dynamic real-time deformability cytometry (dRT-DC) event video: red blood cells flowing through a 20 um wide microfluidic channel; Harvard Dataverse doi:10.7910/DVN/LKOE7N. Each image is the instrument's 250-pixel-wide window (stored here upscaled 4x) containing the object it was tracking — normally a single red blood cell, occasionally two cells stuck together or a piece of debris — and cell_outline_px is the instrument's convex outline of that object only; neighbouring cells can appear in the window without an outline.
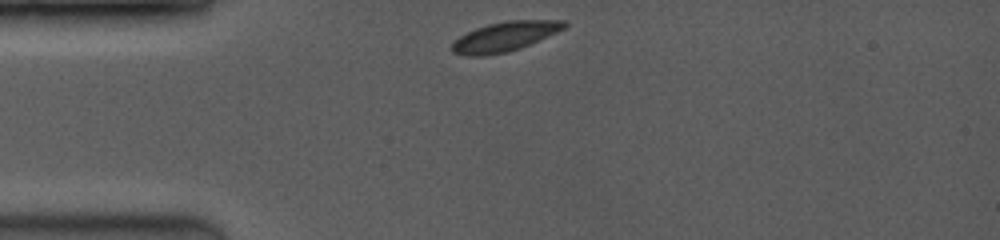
{"species": "common noctule bat (a hibernating species)", "species_latin": "Nyctalus noctula", "temperature_condition": "room temperature", "stored_images_in_passage": 4, "camera_frame_rate_fps": 3500, "um_per_image_px": 0.085, "animal": {"sex": "female", "body_mass_g": 19.0, "forearm_length_mm": 53.3}, "frame": {"image": 1, "passage_image": 1, "time_ms": 0.0, "image_size_px": [1000, 240], "cell_outline_px": [[568, 24], [564, 28], [556, 32], [520, 48], [508, 52], [480, 56], [468, 56], [452, 52], [452, 44], [460, 36], [476, 28], [488, 24], [508, 20], [564, 20]], "centroid_in_image_um": [42.9, 3.1], "position_along_channel_um": 42.1, "area_um2": 19.07}}
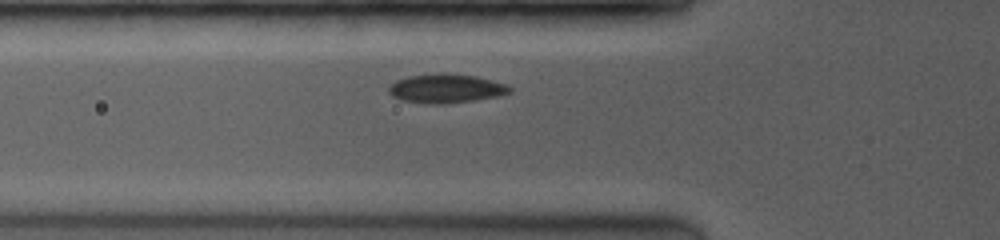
{"frame": {"image": 2, "passage_image": 4, "time_ms": 1.714, "image_size_px": [1000, 240], "cell_outline_px": [[512, 92], [500, 96], [444, 104], [428, 104], [404, 100], [392, 96], [388, 92], [388, 88], [396, 80], [408, 76], [440, 72], [448, 72], [476, 76], [508, 84], [512, 88]], "centroid_in_image_um": [37.94, 7.5], "position_along_channel_um": 87.9, "area_um2": 20.69}}